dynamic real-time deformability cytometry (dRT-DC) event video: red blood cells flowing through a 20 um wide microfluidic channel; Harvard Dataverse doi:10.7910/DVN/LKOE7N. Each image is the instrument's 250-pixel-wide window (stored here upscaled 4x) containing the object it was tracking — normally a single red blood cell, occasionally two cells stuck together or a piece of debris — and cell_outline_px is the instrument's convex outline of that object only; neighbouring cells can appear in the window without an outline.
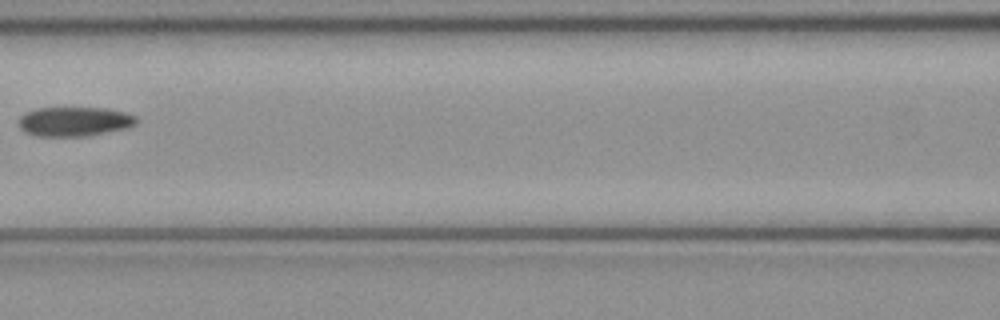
{"species": "common noctule bat (a hibernating species)", "species_latin": "Nyctalus noctula", "temperature_condition": "cold", "stored_images_in_passage": 6, "camera_frame_rate_fps": 3000, "um_per_image_px": 0.085, "animal": {"sex": "female", "body_mass_g": 21.9}, "frame": {"image": 1, "passage_image": 6, "time_ms": 1.667, "image_size_px": [1000, 320], "cell_outline_px": [[136, 124], [128, 128], [92, 136], [36, 136], [24, 132], [20, 128], [20, 116], [24, 112], [36, 108], [104, 108], [124, 112], [136, 116]], "centroid_in_image_um": [6.33, 10.34], "position_along_channel_um": 160.3, "area_um2": 20.35}}